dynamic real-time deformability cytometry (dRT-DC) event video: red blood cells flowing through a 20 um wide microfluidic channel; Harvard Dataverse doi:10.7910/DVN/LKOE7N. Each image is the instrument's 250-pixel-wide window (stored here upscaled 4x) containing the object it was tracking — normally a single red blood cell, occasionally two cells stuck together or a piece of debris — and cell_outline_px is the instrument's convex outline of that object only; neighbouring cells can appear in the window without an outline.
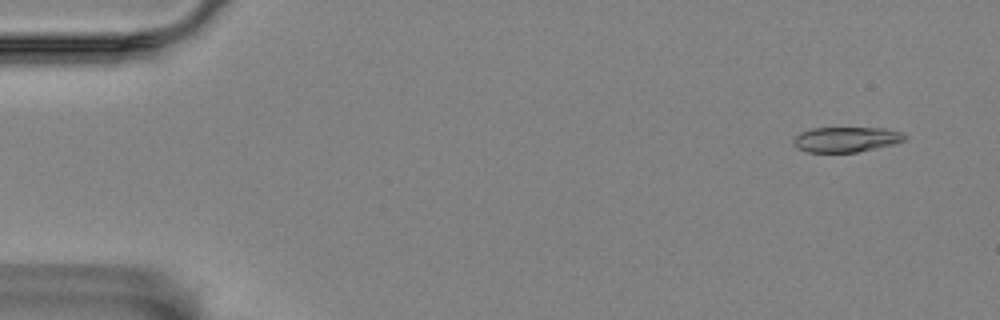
{"species": "Egyptian fruit bat (a non-hibernating species)", "species_latin": "Rousettus aegyptiacus", "temperature_condition": "room temperature", "stored_images_in_passage": 7, "camera_frame_rate_fps": 3000, "um_per_image_px": 0.085, "animal": {"sex": "female"}, "frame": {"image": 1, "passage_image": 2, "time_ms": 0.333, "image_size_px": [1000, 320], "cell_outline_px": [[908, 136], [904, 140], [892, 144], [876, 148], [856, 152], [808, 152], [796, 148], [792, 144], [792, 140], [800, 132], [812, 128], [884, 128], [900, 132]], "centroid_in_image_um": [71.87, 11.85], "position_along_channel_um": 13.1, "area_um2": 16.3}}
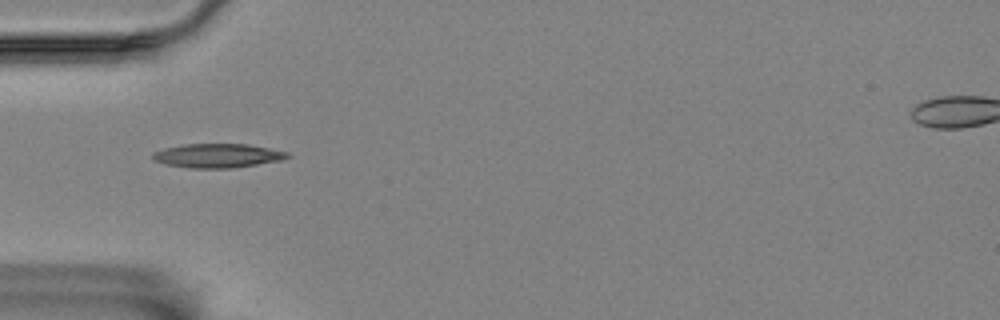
{"frame": {"image": 2, "passage_image": 5, "time_ms": 1.333, "image_size_px": [1000, 320], "cell_outline_px": [[292, 156], [280, 160], [232, 168], [192, 168], [168, 164], [156, 160], [152, 156], [152, 152], [164, 148], [184, 144], [248, 144], [288, 152]], "centroid_in_image_um": [18.51, 13.22], "position_along_channel_um": 66.5, "area_um2": 18.61}}
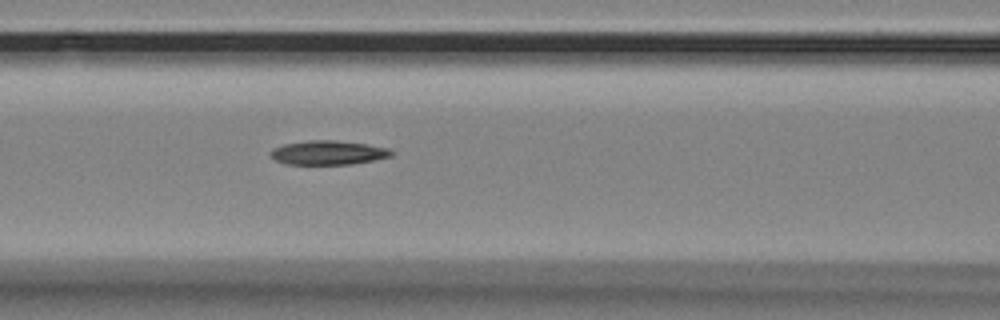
{"frame": {"image": 3, "passage_image": 7, "time_ms": 2.0, "image_size_px": [1000, 320], "cell_outline_px": [[396, 152], [392, 156], [352, 164], [284, 164], [276, 160], [268, 152], [272, 148], [284, 144], [308, 140], [336, 140], [364, 144], [388, 148]], "centroid_in_image_um": [27.88, 12.97], "position_along_channel_um": 138.7, "area_um2": 16.99}}